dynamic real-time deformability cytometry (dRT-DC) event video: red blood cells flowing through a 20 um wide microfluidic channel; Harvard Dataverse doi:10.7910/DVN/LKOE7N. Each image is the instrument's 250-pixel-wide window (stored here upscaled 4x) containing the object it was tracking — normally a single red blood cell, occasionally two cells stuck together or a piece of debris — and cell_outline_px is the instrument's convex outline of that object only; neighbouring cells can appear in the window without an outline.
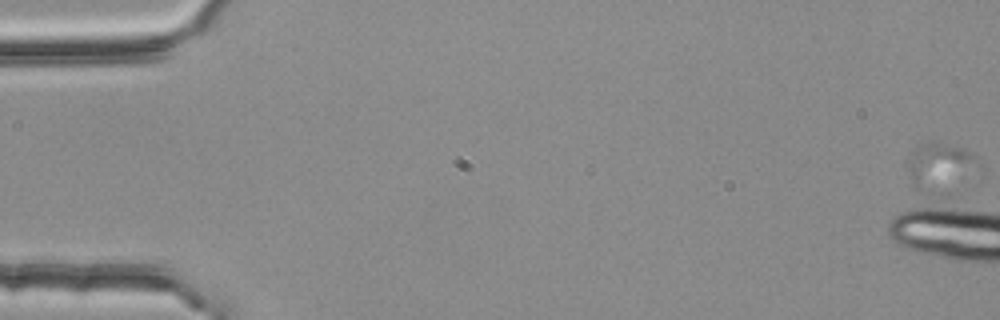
{"species": "common noctule bat (a hibernating species)", "species_latin": "Nyctalus noctula", "temperature_condition": "room temperature", "stored_images_in_passage": 1, "camera_frame_rate_fps": 3000, "um_per_image_px": 0.085, "animal": {"sex": "female", "body_mass_g": 25.1}, "frame": {"image": 1, "passage_image": 1, "time_ms": 0.0, "image_size_px": [1000, 320], "cell_outline_px": [[980, 168], [920, 188], [916, 188], [912, 180], [908, 168], [908, 160], [916, 144], [936, 144], [960, 148], [976, 156], [980, 160]], "centroid_in_image_um": [79.83, 13.91], "position_along_channel_um": 5.2, "area_um2": 15.9}}